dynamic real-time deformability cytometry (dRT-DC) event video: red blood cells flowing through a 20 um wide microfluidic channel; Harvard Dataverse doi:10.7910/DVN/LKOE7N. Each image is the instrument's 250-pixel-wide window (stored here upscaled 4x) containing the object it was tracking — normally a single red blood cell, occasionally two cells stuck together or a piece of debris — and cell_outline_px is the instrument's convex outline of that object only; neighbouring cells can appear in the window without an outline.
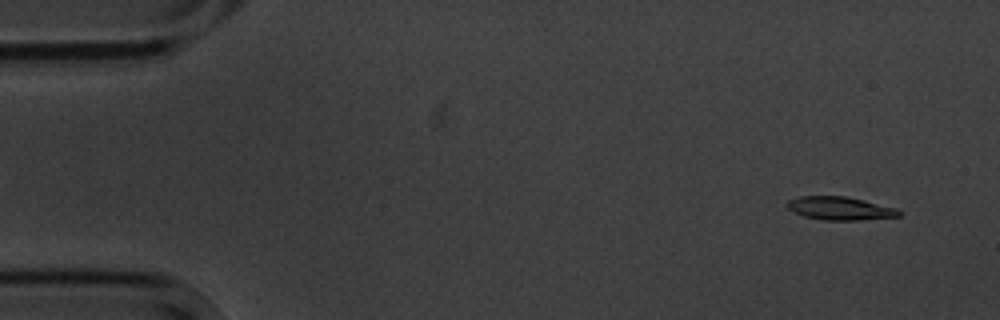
{"species": "common noctule bat (a hibernating species)", "species_latin": "Nyctalus noctula", "temperature_condition": "cold", "stored_images_in_passage": 4, "segment_of_instrument_passage": [2, 2], "camera_frame_rate_fps": 3000, "um_per_image_px": 0.085, "animal": {"sex": "male", "body_mass_g": 20.1, "forearm_length_mm": 53.5}, "frame": {"image": 1, "passage_image": 4, "time_ms": 4.333, "image_size_px": [1000, 320], "cell_outline_px": [[900, 216], [860, 220], [824, 220], [804, 216], [792, 212], [784, 204], [788, 200], [800, 196], [844, 196], [896, 208], [900, 212]], "centroid_in_image_um": [71.33, 17.71], "position_along_channel_um": 13.7, "area_um2": 15.03}}